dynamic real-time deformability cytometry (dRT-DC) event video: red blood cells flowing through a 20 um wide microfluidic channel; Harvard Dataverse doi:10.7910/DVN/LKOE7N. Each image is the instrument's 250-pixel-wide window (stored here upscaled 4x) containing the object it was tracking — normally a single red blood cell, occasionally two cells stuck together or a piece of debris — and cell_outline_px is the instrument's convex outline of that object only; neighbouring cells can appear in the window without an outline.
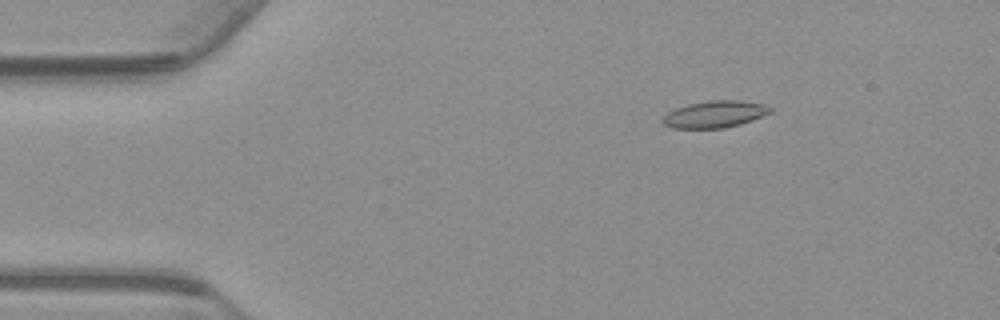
{"species": "common noctule bat (a hibernating species)", "species_latin": "Nyctalus noctula", "temperature_condition": "warm", "stored_images_in_passage": 56, "camera_frame_rate_fps": 3000, "um_per_image_px": 0.085, "animal": {"sex": "male", "body_mass_g": 23.1, "forearm_length_mm": 52.7}, "frame": {"image": 1, "passage_image": 9, "time_ms": 2.667, "image_size_px": [1000, 320], "cell_outline_px": [[772, 112], [752, 120], [740, 124], [724, 128], [672, 128], [664, 124], [660, 120], [668, 112], [676, 108], [688, 104], [712, 100], [740, 100], [764, 104], [772, 108]], "centroid_in_image_um": [60.76, 9.71], "position_along_channel_um": 24.2, "area_um2": 16.82}}
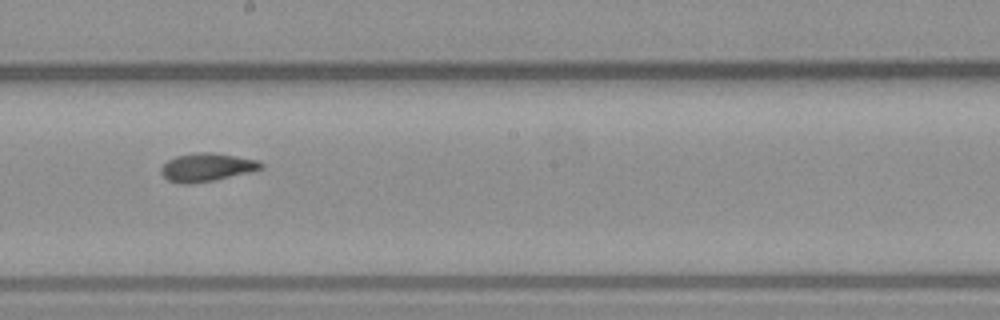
{"frame": {"image": 2, "passage_image": 31, "time_ms": 10.0, "image_size_px": [1000, 320], "cell_outline_px": [[264, 168], [252, 172], [212, 180], [188, 184], [180, 184], [168, 180], [160, 172], [160, 168], [168, 160], [176, 156], [196, 152], [212, 152], [260, 160], [264, 164]], "centroid_in_image_um": [17.61, 14.21], "position_along_channel_um": 230.6, "area_um2": 16.53}}
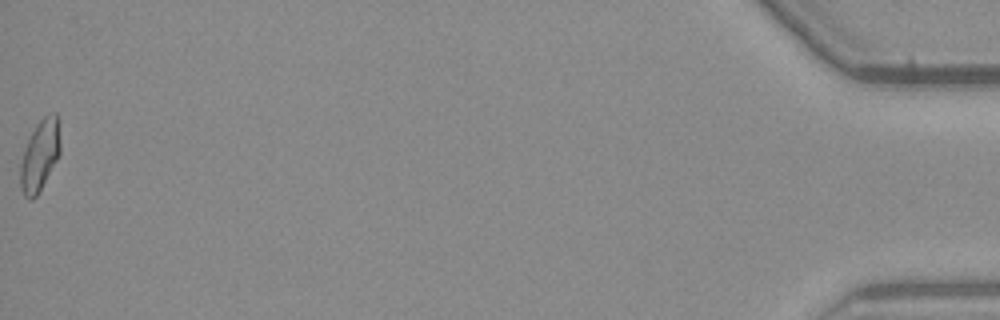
{"frame": {"image": 3, "passage_image": 56, "time_ms": 18.333, "image_size_px": [1000, 320], "cell_outline_px": [[60, 152], [56, 160], [36, 196], [32, 200], [28, 200], [24, 196], [20, 188], [20, 164], [24, 148], [36, 124], [44, 116], [56, 112], [60, 116]], "centroid_in_image_um": [3.39, 13.16], "position_along_channel_um": 431.8, "area_um2": 16.59}, "authors_computed_cell_mechanics": {"area_um2": 16.2707, "velocity_mm_per_s": 3.7326, "shape_relaxation_time_tau1_ms": null, "shape_relaxation_time_tau2_ms": 2.4303, "deformation_change_tau1": null, "deformation_change_tau2": 0.0688}}